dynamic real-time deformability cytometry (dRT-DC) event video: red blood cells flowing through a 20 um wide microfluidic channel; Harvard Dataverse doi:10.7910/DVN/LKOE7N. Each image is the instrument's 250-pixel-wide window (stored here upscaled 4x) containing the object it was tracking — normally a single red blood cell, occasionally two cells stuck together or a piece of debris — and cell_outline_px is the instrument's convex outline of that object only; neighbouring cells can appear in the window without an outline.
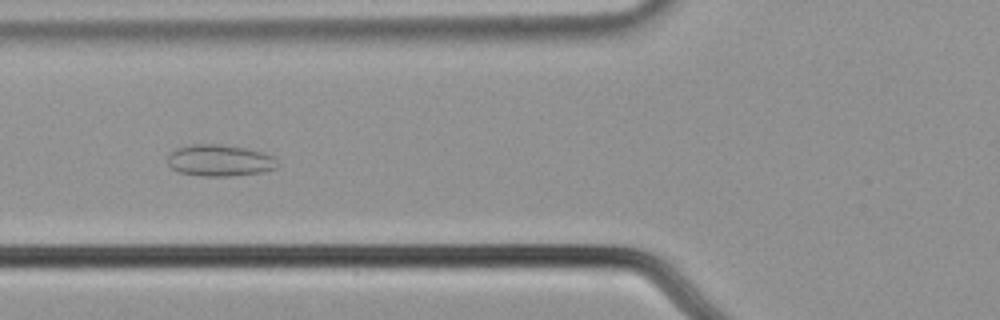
{"species": "common noctule bat (a hibernating species)", "species_latin": "Nyctalus noctula", "temperature_condition": "cold", "stored_images_in_passage": 43, "camera_frame_rate_fps": 3000, "um_per_image_px": 0.085, "animal": {"sex": "male", "body_mass_g": 21.5, "forearm_length_mm": 52.0}, "frame": {"image": 1, "passage_image": 18, "time_ms": 5.667, "image_size_px": [1000, 320], "cell_outline_px": [[280, 164], [276, 168], [260, 172], [228, 176], [204, 176], [180, 172], [172, 168], [168, 164], [168, 156], [176, 148], [192, 144], [220, 144], [244, 148], [264, 152], [276, 156]], "centroid_in_image_um": [18.72, 13.63], "position_along_channel_um": 107.1, "area_um2": 20.23}}
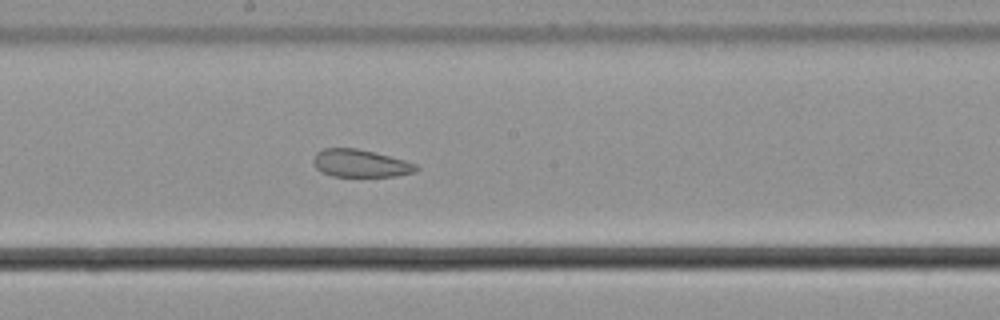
{"frame": {"image": 2, "passage_image": 27, "time_ms": 8.667, "image_size_px": [1000, 320], "cell_outline_px": [[420, 168], [416, 172], [396, 176], [332, 176], [320, 172], [316, 168], [312, 160], [316, 152], [324, 148], [356, 148], [404, 160], [416, 164]], "centroid_in_image_um": [30.61, 13.89], "position_along_channel_um": 217.6, "area_um2": 16.53}}
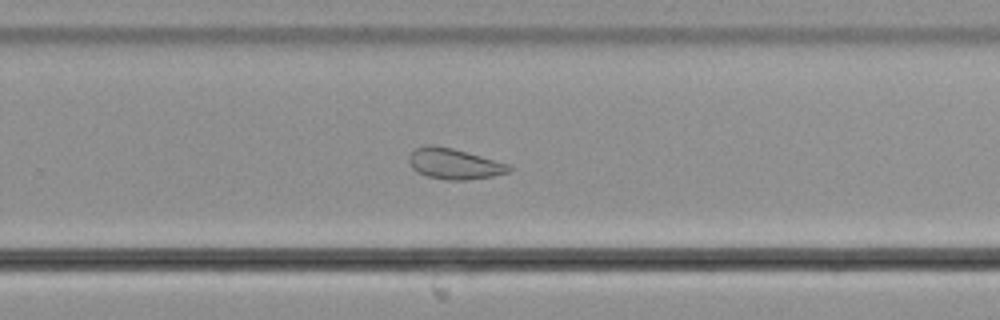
{"frame": {"image": 3, "passage_image": 33, "time_ms": 10.667, "image_size_px": [1000, 320], "cell_outline_px": [[512, 168], [508, 172], [492, 176], [468, 180], [448, 180], [428, 176], [416, 172], [412, 168], [408, 160], [408, 156], [416, 148], [428, 144], [432, 144], [452, 148], [508, 164]], "centroid_in_image_um": [38.56, 13.92], "position_along_channel_um": 291.2, "area_um2": 17.74}, "authors_computed_cell_mechanics": {"area_um2": 20.23, "velocity_mm_per_s": 3.6848, "shape_relaxation_time_tau1_ms": null, "shape_relaxation_time_tau2_ms": 1.904, "deformation_change_tau1": null, "deformation_change_tau2": 0.0684}}